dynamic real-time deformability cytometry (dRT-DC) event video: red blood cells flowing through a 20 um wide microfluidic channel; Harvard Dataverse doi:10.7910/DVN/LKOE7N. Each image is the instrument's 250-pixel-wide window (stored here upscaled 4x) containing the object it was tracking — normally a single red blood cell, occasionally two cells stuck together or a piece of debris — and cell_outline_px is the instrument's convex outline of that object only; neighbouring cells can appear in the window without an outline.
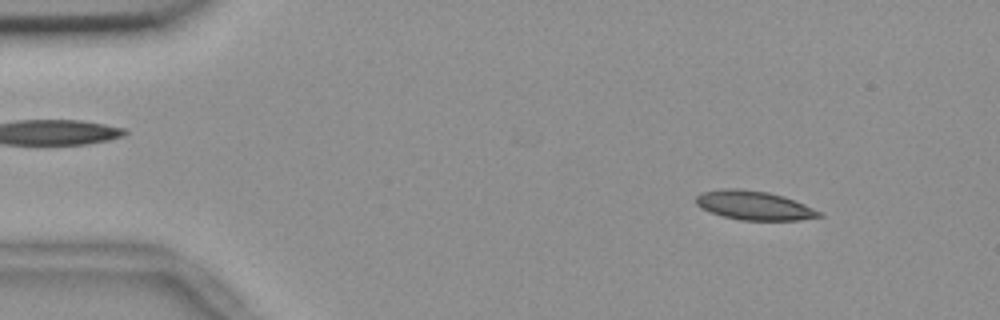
{"species": "common noctule bat (a hibernating species)", "species_latin": "Nyctalus noctula", "temperature_condition": "room temperature", "stored_images_in_passage": 42, "camera_frame_rate_fps": 3000, "um_per_image_px": 0.085, "animal": {"sex": "female", "body_mass_g": 18.4}, "frame": {"image": 1, "passage_image": 6, "time_ms": 1.667, "image_size_px": [1000, 320], "cell_outline_px": [[824, 216], [800, 220], [740, 220], [724, 216], [700, 208], [696, 204], [696, 196], [700, 192], [724, 188], [736, 188], [768, 192], [784, 196], [824, 212]], "centroid_in_image_um": [64.12, 17.46], "position_along_channel_um": 20.9, "area_um2": 20.92}}
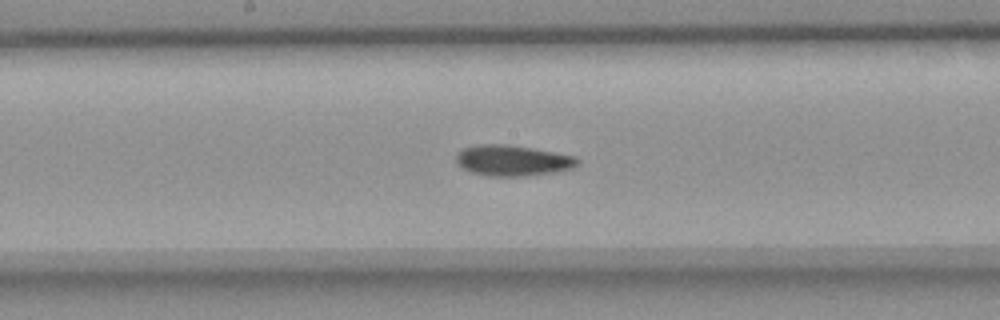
{"frame": {"image": 2, "passage_image": 28, "time_ms": 9.0, "image_size_px": [1000, 320], "cell_outline_px": [[580, 160], [572, 168], [552, 172], [528, 176], [488, 176], [472, 172], [464, 168], [456, 160], [456, 156], [464, 148], [480, 144], [504, 144], [576, 156]], "centroid_in_image_um": [43.58, 13.65], "position_along_channel_um": 204.6, "area_um2": 21.27}}
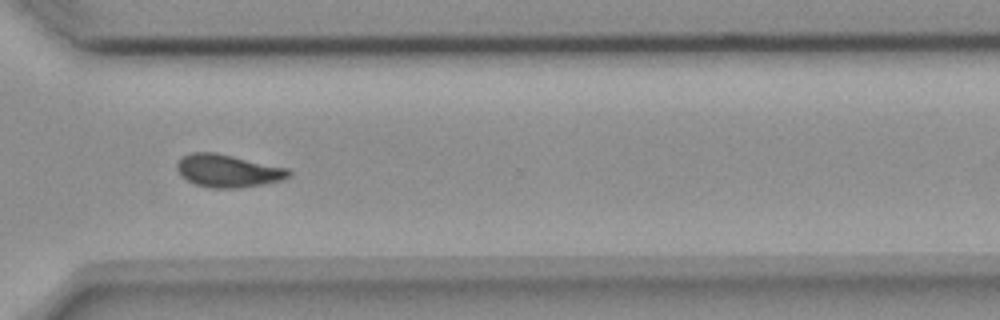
{"frame": {"image": 3, "passage_image": 40, "time_ms": 13.0, "image_size_px": [1000, 320], "cell_outline_px": [[292, 176], [284, 180], [264, 184], [236, 188], [208, 188], [196, 184], [180, 176], [176, 168], [176, 164], [184, 156], [192, 152], [216, 152], [288, 168], [292, 172]], "centroid_in_image_um": [19.4, 14.52], "position_along_channel_um": 351.2, "area_um2": 21.5}, "authors_computed_cell_mechanics": {"area_um2": 20.9814, "velocity_mm_per_s": 3.6549, "shape_relaxation_time_tau1_ms": null, "shape_relaxation_time_tau2_ms": 6.6961, "deformation_change_tau1": null, "deformation_change_tau2": 0.1005}}